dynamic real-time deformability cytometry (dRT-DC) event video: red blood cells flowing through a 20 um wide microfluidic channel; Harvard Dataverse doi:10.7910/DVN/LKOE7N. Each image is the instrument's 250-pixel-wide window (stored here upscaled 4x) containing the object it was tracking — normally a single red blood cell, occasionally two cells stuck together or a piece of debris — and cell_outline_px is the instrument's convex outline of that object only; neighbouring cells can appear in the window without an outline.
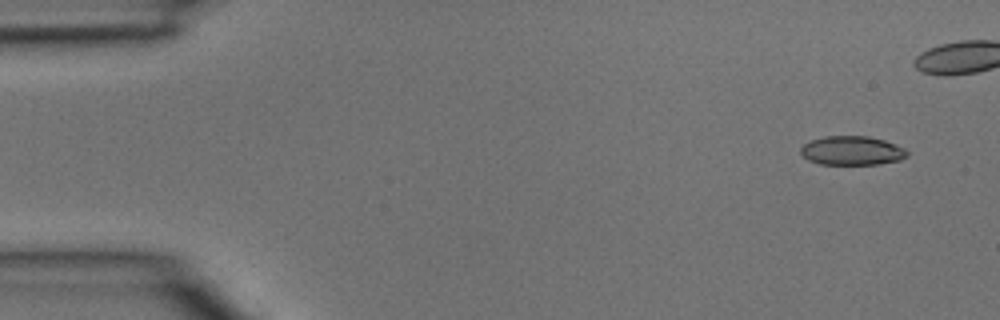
{"species": "common noctule bat (a hibernating species)", "species_latin": "Nyctalus noctula", "temperature_condition": "room temperature", "stored_images_in_passage": 4, "camera_frame_rate_fps": 3000, "um_per_image_px": 0.085, "animal": {"sex": "male", "body_mass_g": 15.6}, "frame": {"image": 1, "passage_image": 1, "time_ms": 0.0, "image_size_px": [1000, 320], "cell_outline_px": [[908, 156], [900, 160], [876, 164], [820, 164], [808, 160], [800, 152], [800, 148], [804, 144], [812, 140], [824, 136], [868, 136], [884, 140], [904, 148], [908, 152]], "centroid_in_image_um": [72.41, 12.8], "position_along_channel_um": 12.6, "area_um2": 17.92}}